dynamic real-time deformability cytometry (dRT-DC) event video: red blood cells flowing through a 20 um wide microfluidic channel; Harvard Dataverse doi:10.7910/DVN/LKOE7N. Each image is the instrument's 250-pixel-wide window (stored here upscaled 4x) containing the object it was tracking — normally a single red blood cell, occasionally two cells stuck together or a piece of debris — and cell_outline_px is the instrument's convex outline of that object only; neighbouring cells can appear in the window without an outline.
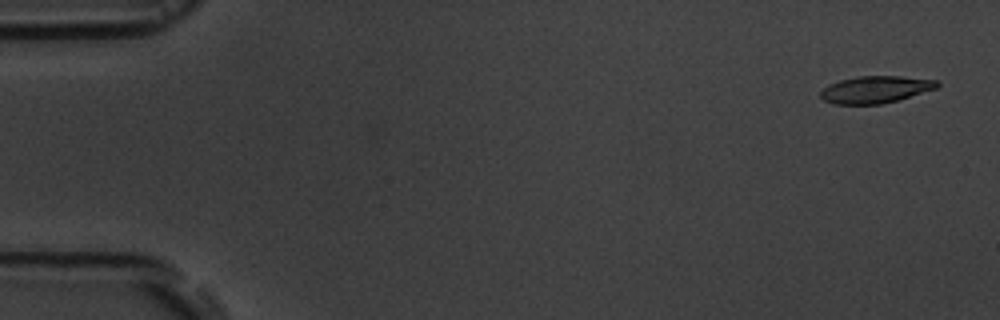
{"species": "common noctule bat (a hibernating species)", "species_latin": "Nyctalus noctula", "temperature_condition": "room temperature", "stored_images_in_passage": 5, "camera_frame_rate_fps": 3000, "um_per_image_px": 0.085, "animal": {"sex": "male", "body_mass_g": 19.5, "forearm_length_mm": 54.6}, "frame": {"image": 1, "passage_image": 1, "time_ms": 0.0, "image_size_px": [1000, 320], "cell_outline_px": [[940, 84], [936, 88], [896, 100], [880, 104], [836, 104], [824, 100], [820, 96], [820, 92], [828, 84], [840, 80], [860, 76], [900, 76], [936, 80]], "centroid_in_image_um": [74.38, 7.6], "position_along_channel_um": 10.6, "area_um2": 18.09}}
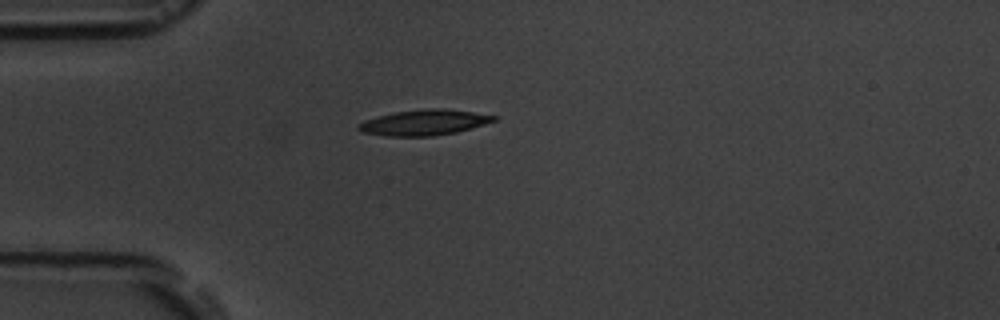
{"frame": {"image": 2, "passage_image": 4, "time_ms": 4.333, "image_size_px": [1000, 320], "cell_outline_px": [[496, 120], [484, 124], [456, 132], [432, 136], [388, 136], [360, 132], [356, 128], [364, 120], [396, 112], [428, 108], [444, 108], [472, 112], [496, 116]], "centroid_in_image_um": [36.03, 10.41], "position_along_channel_um": 49.0, "area_um2": 19.88}}